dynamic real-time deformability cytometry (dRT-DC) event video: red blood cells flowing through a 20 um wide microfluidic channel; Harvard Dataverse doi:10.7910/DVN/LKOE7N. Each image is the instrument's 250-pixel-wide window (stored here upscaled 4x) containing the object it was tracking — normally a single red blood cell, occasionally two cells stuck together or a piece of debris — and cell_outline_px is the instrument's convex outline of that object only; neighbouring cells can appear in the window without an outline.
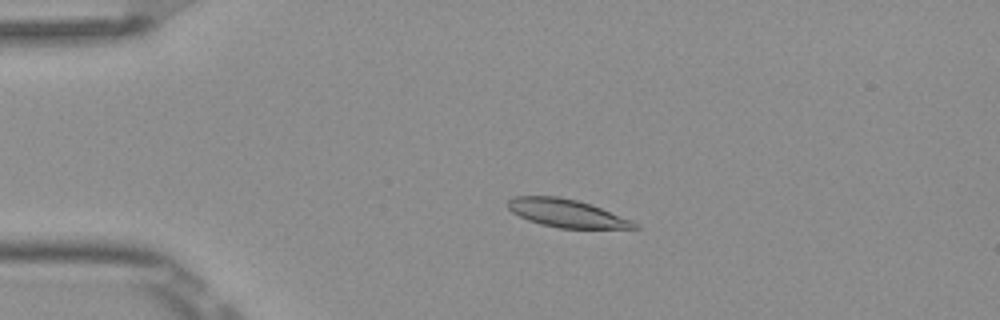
{"species": "Egyptian fruit bat (a non-hibernating species)", "species_latin": "Rousettus aegyptiacus", "temperature_condition": "room temperature", "stored_images_in_passage": 5, "camera_frame_rate_fps": 3000, "um_per_image_px": 0.085, "frame": {"image": 1, "passage_image": 4, "time_ms": 1.0, "image_size_px": [1000, 320], "cell_outline_px": [[640, 228], [560, 228], [540, 224], [528, 220], [512, 212], [508, 208], [508, 200], [512, 196], [556, 196], [576, 200], [592, 204], [632, 220], [640, 224]], "centroid_in_image_um": [48.18, 18.12], "position_along_channel_um": 36.8, "area_um2": 20.63}}